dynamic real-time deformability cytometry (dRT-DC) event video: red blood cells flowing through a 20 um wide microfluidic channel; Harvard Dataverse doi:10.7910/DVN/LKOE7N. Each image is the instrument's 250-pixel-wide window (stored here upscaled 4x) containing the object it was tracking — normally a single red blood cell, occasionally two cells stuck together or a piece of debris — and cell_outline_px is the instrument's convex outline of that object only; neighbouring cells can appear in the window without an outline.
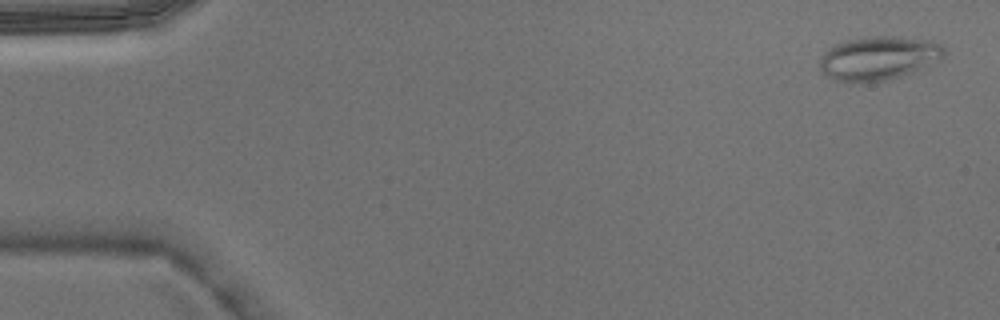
{"species": "Egyptian fruit bat (a non-hibernating species)", "species_latin": "Rousettus aegyptiacus", "temperature_condition": "warm", "stored_images_in_passage": 3, "camera_frame_rate_fps": 3000, "um_per_image_px": 0.085, "animal": {"sex": "male"}, "frame": {"image": 1, "passage_image": 1, "time_ms": 0.0, "image_size_px": [1000, 320], "cell_outline_px": [[944, 56], [900, 76], [888, 80], [852, 84], [836, 80], [824, 76], [820, 68], [820, 60], [824, 52], [832, 44], [848, 40], [872, 36], [900, 36], [932, 40], [940, 44], [944, 48]], "centroid_in_image_um": [74.59, 4.94], "position_along_channel_um": 10.4, "area_um2": 31.73}}